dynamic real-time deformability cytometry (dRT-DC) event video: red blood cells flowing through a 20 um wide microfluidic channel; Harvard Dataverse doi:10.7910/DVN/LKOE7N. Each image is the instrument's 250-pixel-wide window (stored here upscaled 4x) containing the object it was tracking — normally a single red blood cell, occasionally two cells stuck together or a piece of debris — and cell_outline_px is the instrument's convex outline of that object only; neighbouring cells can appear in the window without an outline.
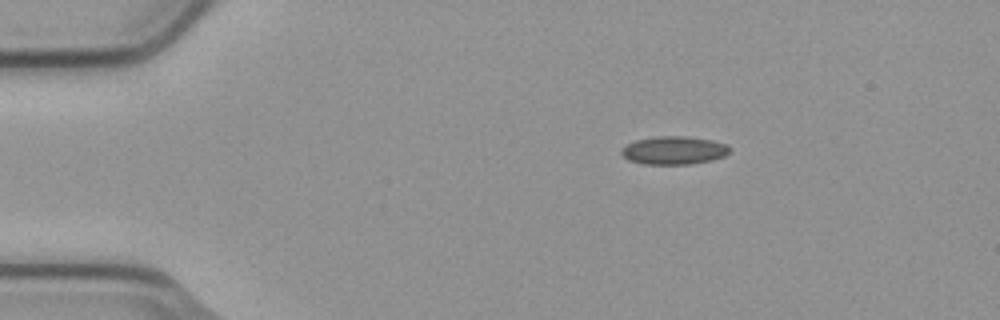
{"species": "common noctule bat (a hibernating species)", "species_latin": "Nyctalus noctula", "temperature_condition": "cold", "stored_images_in_passage": 46, "camera_frame_rate_fps": 3000, "um_per_image_px": 0.085, "animal": {"sex": "male", "body_mass_g": 23.1, "forearm_length_mm": 52.7}, "frame": {"image": 1, "passage_image": 1, "time_ms": 0.0, "image_size_px": [1000, 320], "cell_outline_px": [[728, 152], [724, 156], [712, 160], [688, 164], [644, 164], [628, 160], [620, 152], [628, 144], [636, 140], [656, 136], [688, 136], [712, 140], [728, 144]], "centroid_in_image_um": [57.29, 12.77], "position_along_channel_um": 27.7, "area_um2": 17.63}}
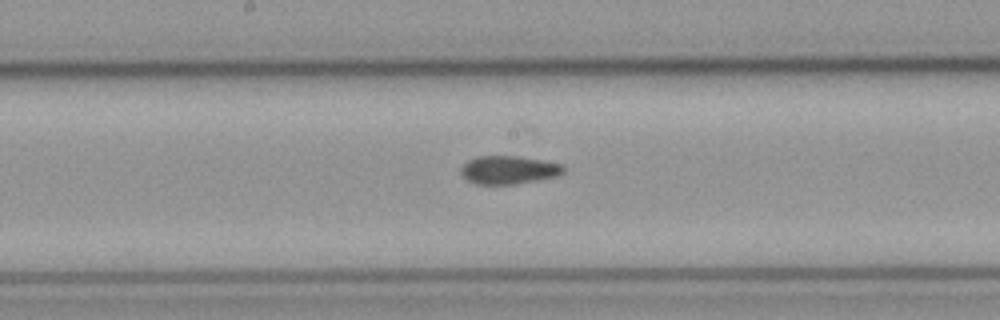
{"frame": {"image": 2, "passage_image": 20, "time_ms": 6.333, "image_size_px": [1000, 320], "cell_outline_px": [[564, 172], [556, 176], [516, 184], [476, 184], [468, 180], [460, 172], [460, 168], [468, 160], [476, 156], [516, 156], [564, 164]], "centroid_in_image_um": [43.22, 14.44], "position_along_channel_um": 205.0, "area_um2": 16.76}}
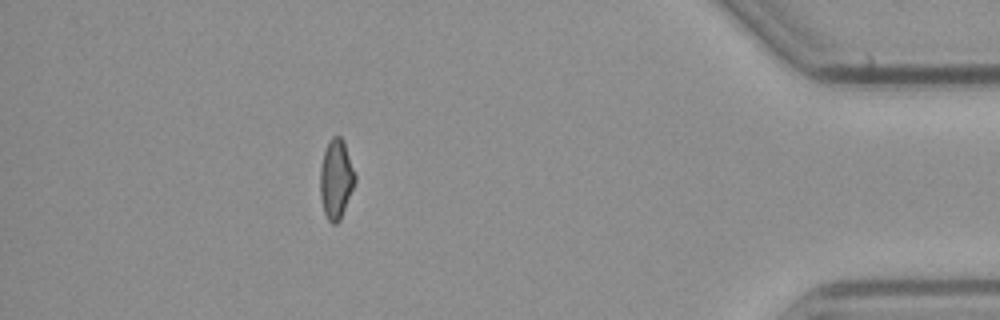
{"frame": {"image": 3, "passage_image": 40, "time_ms": 13.0, "image_size_px": [1000, 320], "cell_outline_px": [[356, 180], [340, 220], [336, 224], [332, 224], [328, 220], [324, 212], [320, 196], [320, 168], [324, 152], [332, 136], [340, 136], [344, 140], [356, 172]], "centroid_in_image_um": [28.58, 15.21], "position_along_channel_um": 406.6, "area_um2": 16.24}, "authors_computed_cell_mechanics": {"area_um2": 16.8776, "velocity_mm_per_s": 3.7906, "shape_relaxation_time_tau1_ms": null, "shape_relaxation_time_tau2_ms": 2.9122, "deformation_change_tau1": null, "deformation_change_tau2": 0.0896}}